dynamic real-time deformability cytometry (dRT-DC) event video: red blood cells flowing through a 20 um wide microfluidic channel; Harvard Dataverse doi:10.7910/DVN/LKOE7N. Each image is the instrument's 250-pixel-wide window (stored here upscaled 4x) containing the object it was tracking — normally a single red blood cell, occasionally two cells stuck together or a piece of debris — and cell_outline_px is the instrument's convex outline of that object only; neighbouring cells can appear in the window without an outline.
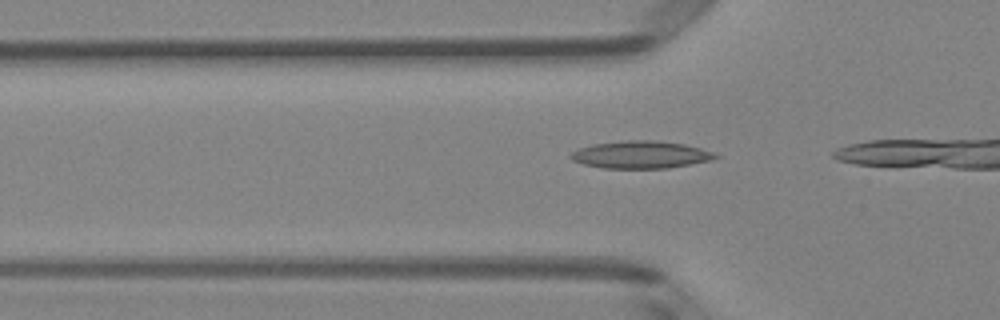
{"species": "Egyptian fruit bat (a non-hibernating species)", "species_latin": "Rousettus aegyptiacus", "temperature_condition": "room temperature", "stored_images_in_passage": 5, "camera_frame_rate_fps": 3000, "um_per_image_px": 0.085, "animal": {"sex": "female"}, "frame": {"image": 1, "passage_image": 2, "time_ms": 0.333, "image_size_px": [1000, 320], "cell_outline_px": [[720, 156], [712, 160], [668, 168], [604, 168], [584, 164], [572, 160], [568, 156], [572, 152], [580, 148], [592, 144], [628, 140], [656, 140], [684, 144], [716, 152]], "centroid_in_image_um": [54.49, 13.14], "position_along_channel_um": 71.3, "area_um2": 23.12}}